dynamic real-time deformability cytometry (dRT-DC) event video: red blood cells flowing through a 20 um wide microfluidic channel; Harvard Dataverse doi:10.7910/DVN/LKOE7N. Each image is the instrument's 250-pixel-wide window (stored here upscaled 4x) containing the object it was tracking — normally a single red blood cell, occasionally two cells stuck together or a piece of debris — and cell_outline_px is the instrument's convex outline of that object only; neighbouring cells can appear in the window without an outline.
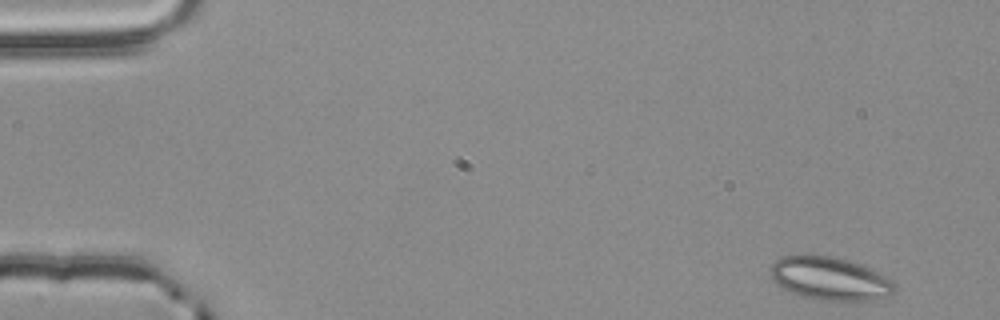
{"species": "common noctule bat (a hibernating species)", "species_latin": "Nyctalus noctula", "temperature_condition": "room temperature", "stored_images_in_passage": 35, "segment_of_instrument_passage": [1, 2], "camera_frame_rate_fps": 3000, "um_per_image_px": 0.085, "animal": {"sex": "male", "body_mass_g": 20.4}, "frame": {"image": 1, "passage_image": 1, "time_ms": 0.0, "image_size_px": [1000, 320], "cell_outline_px": [[896, 292], [888, 296], [872, 300], [820, 300], [800, 296], [784, 288], [768, 272], [772, 264], [780, 256], [804, 252], [808, 252], [832, 256], [860, 264], [892, 280], [896, 284]], "centroid_in_image_um": [70.52, 23.64], "position_along_channel_um": 14.5, "area_um2": 31.56}}